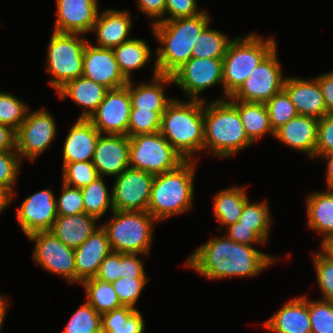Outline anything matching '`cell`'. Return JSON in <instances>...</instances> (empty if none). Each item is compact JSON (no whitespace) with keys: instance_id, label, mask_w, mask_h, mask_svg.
I'll list each match as a JSON object with an SVG mask.
<instances>
[{"instance_id":"1","label":"cell","mask_w":333,"mask_h":333,"mask_svg":"<svg viewBox=\"0 0 333 333\" xmlns=\"http://www.w3.org/2000/svg\"><path fill=\"white\" fill-rule=\"evenodd\" d=\"M274 256L230 240L226 235L208 240L187 259L190 267L210 280L257 276L276 262Z\"/></svg>"},{"instance_id":"2","label":"cell","mask_w":333,"mask_h":333,"mask_svg":"<svg viewBox=\"0 0 333 333\" xmlns=\"http://www.w3.org/2000/svg\"><path fill=\"white\" fill-rule=\"evenodd\" d=\"M210 23L207 12L193 17L165 20L152 24L153 34L163 47L157 49L152 70L158 74L172 75L191 59L198 35Z\"/></svg>"},{"instance_id":"3","label":"cell","mask_w":333,"mask_h":333,"mask_svg":"<svg viewBox=\"0 0 333 333\" xmlns=\"http://www.w3.org/2000/svg\"><path fill=\"white\" fill-rule=\"evenodd\" d=\"M160 133L185 161L195 160L193 152L204 150V100L173 99L161 115Z\"/></svg>"},{"instance_id":"4","label":"cell","mask_w":333,"mask_h":333,"mask_svg":"<svg viewBox=\"0 0 333 333\" xmlns=\"http://www.w3.org/2000/svg\"><path fill=\"white\" fill-rule=\"evenodd\" d=\"M252 143L238 110L227 98L207 105L204 100V150L214 156L230 157Z\"/></svg>"},{"instance_id":"5","label":"cell","mask_w":333,"mask_h":333,"mask_svg":"<svg viewBox=\"0 0 333 333\" xmlns=\"http://www.w3.org/2000/svg\"><path fill=\"white\" fill-rule=\"evenodd\" d=\"M195 160L175 170L155 175L147 211L157 220L181 214L193 206Z\"/></svg>"},{"instance_id":"6","label":"cell","mask_w":333,"mask_h":333,"mask_svg":"<svg viewBox=\"0 0 333 333\" xmlns=\"http://www.w3.org/2000/svg\"><path fill=\"white\" fill-rule=\"evenodd\" d=\"M275 47L277 45L272 37L264 40L255 33L232 39L223 58V90L227 98L240 88Z\"/></svg>"},{"instance_id":"7","label":"cell","mask_w":333,"mask_h":333,"mask_svg":"<svg viewBox=\"0 0 333 333\" xmlns=\"http://www.w3.org/2000/svg\"><path fill=\"white\" fill-rule=\"evenodd\" d=\"M110 221L103 224L112 251L148 255L152 242V226L158 222L148 211H112Z\"/></svg>"},{"instance_id":"8","label":"cell","mask_w":333,"mask_h":333,"mask_svg":"<svg viewBox=\"0 0 333 333\" xmlns=\"http://www.w3.org/2000/svg\"><path fill=\"white\" fill-rule=\"evenodd\" d=\"M78 33L53 31L47 51L46 70L53 75L49 80L52 88L60 89L70 80L82 76L83 52L89 41Z\"/></svg>"},{"instance_id":"9","label":"cell","mask_w":333,"mask_h":333,"mask_svg":"<svg viewBox=\"0 0 333 333\" xmlns=\"http://www.w3.org/2000/svg\"><path fill=\"white\" fill-rule=\"evenodd\" d=\"M129 167L162 174L178 168L185 162L160 131L129 137Z\"/></svg>"},{"instance_id":"10","label":"cell","mask_w":333,"mask_h":333,"mask_svg":"<svg viewBox=\"0 0 333 333\" xmlns=\"http://www.w3.org/2000/svg\"><path fill=\"white\" fill-rule=\"evenodd\" d=\"M275 47L259 64L240 88L227 100L266 103L284 89L285 79Z\"/></svg>"},{"instance_id":"11","label":"cell","mask_w":333,"mask_h":333,"mask_svg":"<svg viewBox=\"0 0 333 333\" xmlns=\"http://www.w3.org/2000/svg\"><path fill=\"white\" fill-rule=\"evenodd\" d=\"M27 237L35 242L32 259L47 271L67 279L69 284L76 282L73 248L66 246L51 231H38Z\"/></svg>"},{"instance_id":"12","label":"cell","mask_w":333,"mask_h":333,"mask_svg":"<svg viewBox=\"0 0 333 333\" xmlns=\"http://www.w3.org/2000/svg\"><path fill=\"white\" fill-rule=\"evenodd\" d=\"M56 123L52 115L44 108L28 113L16 130V151L20 159L34 161L50 146L56 135Z\"/></svg>"},{"instance_id":"13","label":"cell","mask_w":333,"mask_h":333,"mask_svg":"<svg viewBox=\"0 0 333 333\" xmlns=\"http://www.w3.org/2000/svg\"><path fill=\"white\" fill-rule=\"evenodd\" d=\"M155 175L128 167L115 177L112 200L115 211H147Z\"/></svg>"},{"instance_id":"14","label":"cell","mask_w":333,"mask_h":333,"mask_svg":"<svg viewBox=\"0 0 333 333\" xmlns=\"http://www.w3.org/2000/svg\"><path fill=\"white\" fill-rule=\"evenodd\" d=\"M171 76L187 99L203 100L199 97L203 91L218 83L223 85V59L191 58Z\"/></svg>"},{"instance_id":"15","label":"cell","mask_w":333,"mask_h":333,"mask_svg":"<svg viewBox=\"0 0 333 333\" xmlns=\"http://www.w3.org/2000/svg\"><path fill=\"white\" fill-rule=\"evenodd\" d=\"M129 80L127 85L109 89L96 111L88 119L103 134L128 136L131 113Z\"/></svg>"},{"instance_id":"16","label":"cell","mask_w":333,"mask_h":333,"mask_svg":"<svg viewBox=\"0 0 333 333\" xmlns=\"http://www.w3.org/2000/svg\"><path fill=\"white\" fill-rule=\"evenodd\" d=\"M16 217L26 236L50 231L58 217L54 192L43 189L28 196L16 211Z\"/></svg>"},{"instance_id":"17","label":"cell","mask_w":333,"mask_h":333,"mask_svg":"<svg viewBox=\"0 0 333 333\" xmlns=\"http://www.w3.org/2000/svg\"><path fill=\"white\" fill-rule=\"evenodd\" d=\"M108 89L127 85L128 80L121 73L112 49L93 46L89 41L83 52V73Z\"/></svg>"},{"instance_id":"18","label":"cell","mask_w":333,"mask_h":333,"mask_svg":"<svg viewBox=\"0 0 333 333\" xmlns=\"http://www.w3.org/2000/svg\"><path fill=\"white\" fill-rule=\"evenodd\" d=\"M129 154V136L101 134L92 162L99 176H118L129 167Z\"/></svg>"},{"instance_id":"19","label":"cell","mask_w":333,"mask_h":333,"mask_svg":"<svg viewBox=\"0 0 333 333\" xmlns=\"http://www.w3.org/2000/svg\"><path fill=\"white\" fill-rule=\"evenodd\" d=\"M98 15L97 0H57L53 31L85 35L92 31Z\"/></svg>"},{"instance_id":"20","label":"cell","mask_w":333,"mask_h":333,"mask_svg":"<svg viewBox=\"0 0 333 333\" xmlns=\"http://www.w3.org/2000/svg\"><path fill=\"white\" fill-rule=\"evenodd\" d=\"M112 251L105 229L101 226L74 249L76 282L95 277L100 264Z\"/></svg>"},{"instance_id":"21","label":"cell","mask_w":333,"mask_h":333,"mask_svg":"<svg viewBox=\"0 0 333 333\" xmlns=\"http://www.w3.org/2000/svg\"><path fill=\"white\" fill-rule=\"evenodd\" d=\"M284 90L288 93L298 115L320 119L327 114L324 96L316 78L306 80L287 77Z\"/></svg>"},{"instance_id":"22","label":"cell","mask_w":333,"mask_h":333,"mask_svg":"<svg viewBox=\"0 0 333 333\" xmlns=\"http://www.w3.org/2000/svg\"><path fill=\"white\" fill-rule=\"evenodd\" d=\"M319 119L297 115L279 127L274 137L294 150L306 153L315 158Z\"/></svg>"},{"instance_id":"23","label":"cell","mask_w":333,"mask_h":333,"mask_svg":"<svg viewBox=\"0 0 333 333\" xmlns=\"http://www.w3.org/2000/svg\"><path fill=\"white\" fill-rule=\"evenodd\" d=\"M132 18L128 11L107 9L97 15L92 31L96 32L97 47L113 49L126 42Z\"/></svg>"},{"instance_id":"24","label":"cell","mask_w":333,"mask_h":333,"mask_svg":"<svg viewBox=\"0 0 333 333\" xmlns=\"http://www.w3.org/2000/svg\"><path fill=\"white\" fill-rule=\"evenodd\" d=\"M101 133L88 119H77L63 146V163L92 161Z\"/></svg>"},{"instance_id":"25","label":"cell","mask_w":333,"mask_h":333,"mask_svg":"<svg viewBox=\"0 0 333 333\" xmlns=\"http://www.w3.org/2000/svg\"><path fill=\"white\" fill-rule=\"evenodd\" d=\"M264 325L273 333H311L307 297L289 300Z\"/></svg>"},{"instance_id":"26","label":"cell","mask_w":333,"mask_h":333,"mask_svg":"<svg viewBox=\"0 0 333 333\" xmlns=\"http://www.w3.org/2000/svg\"><path fill=\"white\" fill-rule=\"evenodd\" d=\"M108 90L93 80L79 76L65 83L56 92L61 100L68 96L77 105L85 108L79 119H89L105 98Z\"/></svg>"},{"instance_id":"27","label":"cell","mask_w":333,"mask_h":333,"mask_svg":"<svg viewBox=\"0 0 333 333\" xmlns=\"http://www.w3.org/2000/svg\"><path fill=\"white\" fill-rule=\"evenodd\" d=\"M152 83H142L133 86L132 79L129 80V94L132 108L151 111H165L166 107L173 101L164 94V85L173 83L171 75L158 74L153 71Z\"/></svg>"},{"instance_id":"28","label":"cell","mask_w":333,"mask_h":333,"mask_svg":"<svg viewBox=\"0 0 333 333\" xmlns=\"http://www.w3.org/2000/svg\"><path fill=\"white\" fill-rule=\"evenodd\" d=\"M96 220V217L86 213L58 215L50 231L66 246L75 249L98 228Z\"/></svg>"},{"instance_id":"29","label":"cell","mask_w":333,"mask_h":333,"mask_svg":"<svg viewBox=\"0 0 333 333\" xmlns=\"http://www.w3.org/2000/svg\"><path fill=\"white\" fill-rule=\"evenodd\" d=\"M306 205L308 227L324 235V239L333 235V188L308 195Z\"/></svg>"},{"instance_id":"30","label":"cell","mask_w":333,"mask_h":333,"mask_svg":"<svg viewBox=\"0 0 333 333\" xmlns=\"http://www.w3.org/2000/svg\"><path fill=\"white\" fill-rule=\"evenodd\" d=\"M240 115L242 125L248 137L253 141L261 139L274 131L270 123L268 109L265 103L244 102L240 100H228Z\"/></svg>"},{"instance_id":"31","label":"cell","mask_w":333,"mask_h":333,"mask_svg":"<svg viewBox=\"0 0 333 333\" xmlns=\"http://www.w3.org/2000/svg\"><path fill=\"white\" fill-rule=\"evenodd\" d=\"M249 199L245 188L233 187L221 190L215 196L214 215L221 226H230L239 221L245 205Z\"/></svg>"},{"instance_id":"32","label":"cell","mask_w":333,"mask_h":333,"mask_svg":"<svg viewBox=\"0 0 333 333\" xmlns=\"http://www.w3.org/2000/svg\"><path fill=\"white\" fill-rule=\"evenodd\" d=\"M118 67L127 80L131 71L140 69L151 59V49L145 40L132 38L112 49Z\"/></svg>"},{"instance_id":"33","label":"cell","mask_w":333,"mask_h":333,"mask_svg":"<svg viewBox=\"0 0 333 333\" xmlns=\"http://www.w3.org/2000/svg\"><path fill=\"white\" fill-rule=\"evenodd\" d=\"M102 333H143L142 314L133 307L122 306L102 314Z\"/></svg>"},{"instance_id":"34","label":"cell","mask_w":333,"mask_h":333,"mask_svg":"<svg viewBox=\"0 0 333 333\" xmlns=\"http://www.w3.org/2000/svg\"><path fill=\"white\" fill-rule=\"evenodd\" d=\"M81 285L86 291V302L98 313L103 314L123 306L112 284L107 280L92 277L82 281Z\"/></svg>"},{"instance_id":"35","label":"cell","mask_w":333,"mask_h":333,"mask_svg":"<svg viewBox=\"0 0 333 333\" xmlns=\"http://www.w3.org/2000/svg\"><path fill=\"white\" fill-rule=\"evenodd\" d=\"M208 24L198 35L196 44L192 47L191 58L223 59L229 43L232 41L217 30L209 28Z\"/></svg>"},{"instance_id":"36","label":"cell","mask_w":333,"mask_h":333,"mask_svg":"<svg viewBox=\"0 0 333 333\" xmlns=\"http://www.w3.org/2000/svg\"><path fill=\"white\" fill-rule=\"evenodd\" d=\"M102 176L81 188L85 213L99 219L108 208L114 210L112 193L109 194Z\"/></svg>"},{"instance_id":"37","label":"cell","mask_w":333,"mask_h":333,"mask_svg":"<svg viewBox=\"0 0 333 333\" xmlns=\"http://www.w3.org/2000/svg\"><path fill=\"white\" fill-rule=\"evenodd\" d=\"M239 226L251 228L266 244L271 227V216L267 201L261 203L245 202Z\"/></svg>"},{"instance_id":"38","label":"cell","mask_w":333,"mask_h":333,"mask_svg":"<svg viewBox=\"0 0 333 333\" xmlns=\"http://www.w3.org/2000/svg\"><path fill=\"white\" fill-rule=\"evenodd\" d=\"M102 314L98 313L89 303L75 311L67 323L63 333H102Z\"/></svg>"},{"instance_id":"39","label":"cell","mask_w":333,"mask_h":333,"mask_svg":"<svg viewBox=\"0 0 333 333\" xmlns=\"http://www.w3.org/2000/svg\"><path fill=\"white\" fill-rule=\"evenodd\" d=\"M265 104L274 132L298 115L294 104L284 89L274 94Z\"/></svg>"},{"instance_id":"40","label":"cell","mask_w":333,"mask_h":333,"mask_svg":"<svg viewBox=\"0 0 333 333\" xmlns=\"http://www.w3.org/2000/svg\"><path fill=\"white\" fill-rule=\"evenodd\" d=\"M28 110L26 103L19 98L0 92V124L17 130L25 120Z\"/></svg>"},{"instance_id":"41","label":"cell","mask_w":333,"mask_h":333,"mask_svg":"<svg viewBox=\"0 0 333 333\" xmlns=\"http://www.w3.org/2000/svg\"><path fill=\"white\" fill-rule=\"evenodd\" d=\"M62 176L63 183L80 189L100 177L92 161L63 163Z\"/></svg>"},{"instance_id":"42","label":"cell","mask_w":333,"mask_h":333,"mask_svg":"<svg viewBox=\"0 0 333 333\" xmlns=\"http://www.w3.org/2000/svg\"><path fill=\"white\" fill-rule=\"evenodd\" d=\"M164 111L140 110L131 108L128 136L150 134L160 131L161 115Z\"/></svg>"},{"instance_id":"43","label":"cell","mask_w":333,"mask_h":333,"mask_svg":"<svg viewBox=\"0 0 333 333\" xmlns=\"http://www.w3.org/2000/svg\"><path fill=\"white\" fill-rule=\"evenodd\" d=\"M311 333H333V303L327 300L309 301Z\"/></svg>"},{"instance_id":"44","label":"cell","mask_w":333,"mask_h":333,"mask_svg":"<svg viewBox=\"0 0 333 333\" xmlns=\"http://www.w3.org/2000/svg\"><path fill=\"white\" fill-rule=\"evenodd\" d=\"M312 255L316 269V279L323 294V300L333 303V260L322 251Z\"/></svg>"},{"instance_id":"45","label":"cell","mask_w":333,"mask_h":333,"mask_svg":"<svg viewBox=\"0 0 333 333\" xmlns=\"http://www.w3.org/2000/svg\"><path fill=\"white\" fill-rule=\"evenodd\" d=\"M147 278H119L112 282L113 289L116 291L119 301L123 306L135 308V304L145 285Z\"/></svg>"},{"instance_id":"46","label":"cell","mask_w":333,"mask_h":333,"mask_svg":"<svg viewBox=\"0 0 333 333\" xmlns=\"http://www.w3.org/2000/svg\"><path fill=\"white\" fill-rule=\"evenodd\" d=\"M21 160L16 150L0 151V185L12 193V199L16 194L13 185L19 173Z\"/></svg>"},{"instance_id":"47","label":"cell","mask_w":333,"mask_h":333,"mask_svg":"<svg viewBox=\"0 0 333 333\" xmlns=\"http://www.w3.org/2000/svg\"><path fill=\"white\" fill-rule=\"evenodd\" d=\"M62 185V194L56 200L57 214L66 216L85 213L81 189L71 188L65 183H62Z\"/></svg>"},{"instance_id":"48","label":"cell","mask_w":333,"mask_h":333,"mask_svg":"<svg viewBox=\"0 0 333 333\" xmlns=\"http://www.w3.org/2000/svg\"><path fill=\"white\" fill-rule=\"evenodd\" d=\"M333 152V114L319 119L315 158Z\"/></svg>"},{"instance_id":"49","label":"cell","mask_w":333,"mask_h":333,"mask_svg":"<svg viewBox=\"0 0 333 333\" xmlns=\"http://www.w3.org/2000/svg\"><path fill=\"white\" fill-rule=\"evenodd\" d=\"M167 12L169 17H163L162 21L193 17L203 11L197 10V0H165V15Z\"/></svg>"},{"instance_id":"50","label":"cell","mask_w":333,"mask_h":333,"mask_svg":"<svg viewBox=\"0 0 333 333\" xmlns=\"http://www.w3.org/2000/svg\"><path fill=\"white\" fill-rule=\"evenodd\" d=\"M120 277L122 278V253L111 251L100 264L94 278H101L112 283Z\"/></svg>"},{"instance_id":"51","label":"cell","mask_w":333,"mask_h":333,"mask_svg":"<svg viewBox=\"0 0 333 333\" xmlns=\"http://www.w3.org/2000/svg\"><path fill=\"white\" fill-rule=\"evenodd\" d=\"M227 228L228 234L226 236L234 242L245 245L265 243L254 231L251 230V228L239 226V222H236Z\"/></svg>"},{"instance_id":"52","label":"cell","mask_w":333,"mask_h":333,"mask_svg":"<svg viewBox=\"0 0 333 333\" xmlns=\"http://www.w3.org/2000/svg\"><path fill=\"white\" fill-rule=\"evenodd\" d=\"M138 253H122V278H147Z\"/></svg>"},{"instance_id":"53","label":"cell","mask_w":333,"mask_h":333,"mask_svg":"<svg viewBox=\"0 0 333 333\" xmlns=\"http://www.w3.org/2000/svg\"><path fill=\"white\" fill-rule=\"evenodd\" d=\"M138 8L153 19L152 24L162 21L165 15V0H136ZM156 19V20H154Z\"/></svg>"},{"instance_id":"54","label":"cell","mask_w":333,"mask_h":333,"mask_svg":"<svg viewBox=\"0 0 333 333\" xmlns=\"http://www.w3.org/2000/svg\"><path fill=\"white\" fill-rule=\"evenodd\" d=\"M316 79L324 96L327 114H333V71L324 73L316 77Z\"/></svg>"},{"instance_id":"55","label":"cell","mask_w":333,"mask_h":333,"mask_svg":"<svg viewBox=\"0 0 333 333\" xmlns=\"http://www.w3.org/2000/svg\"><path fill=\"white\" fill-rule=\"evenodd\" d=\"M16 150V130L0 124V151Z\"/></svg>"},{"instance_id":"56","label":"cell","mask_w":333,"mask_h":333,"mask_svg":"<svg viewBox=\"0 0 333 333\" xmlns=\"http://www.w3.org/2000/svg\"><path fill=\"white\" fill-rule=\"evenodd\" d=\"M11 201L12 193L7 188L0 185V213L9 206Z\"/></svg>"},{"instance_id":"57","label":"cell","mask_w":333,"mask_h":333,"mask_svg":"<svg viewBox=\"0 0 333 333\" xmlns=\"http://www.w3.org/2000/svg\"><path fill=\"white\" fill-rule=\"evenodd\" d=\"M323 159H327V189L333 188V152L323 155Z\"/></svg>"},{"instance_id":"58","label":"cell","mask_w":333,"mask_h":333,"mask_svg":"<svg viewBox=\"0 0 333 333\" xmlns=\"http://www.w3.org/2000/svg\"><path fill=\"white\" fill-rule=\"evenodd\" d=\"M321 251L330 259L333 260V235L322 239Z\"/></svg>"},{"instance_id":"59","label":"cell","mask_w":333,"mask_h":333,"mask_svg":"<svg viewBox=\"0 0 333 333\" xmlns=\"http://www.w3.org/2000/svg\"><path fill=\"white\" fill-rule=\"evenodd\" d=\"M7 301L5 298L2 297V295H0V331L2 329V324H3V320L5 318V315L7 313V309L9 306H7Z\"/></svg>"}]
</instances>
